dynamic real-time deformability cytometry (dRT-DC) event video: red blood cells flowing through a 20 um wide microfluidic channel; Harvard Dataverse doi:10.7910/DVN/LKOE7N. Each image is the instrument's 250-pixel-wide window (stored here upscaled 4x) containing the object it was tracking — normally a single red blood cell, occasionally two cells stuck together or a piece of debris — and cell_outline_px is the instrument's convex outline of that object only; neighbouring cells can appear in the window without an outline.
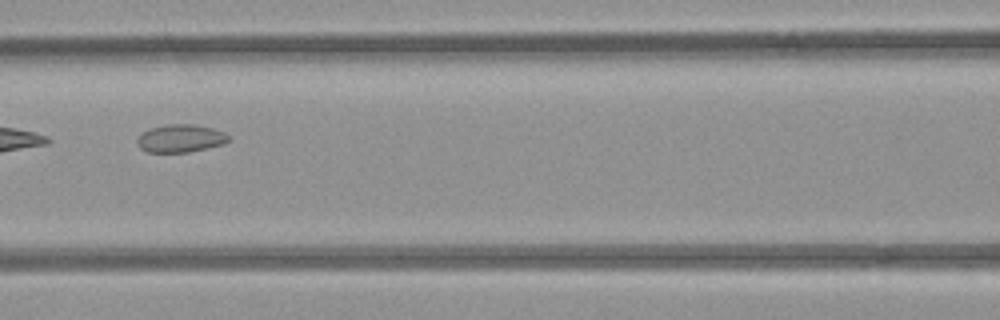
{"species": "common noctule bat (a hibernating species)", "species_latin": "Nyctalus noctula", "temperature_condition": "room temperature", "stored_images_in_passage": 9, "camera_frame_rate_fps": 3000, "um_per_image_px": 0.085, "animal": {"sex": "female", "body_mass_g": 21.9}, "frame": {"image": 1, "passage_image": 6, "time_ms": 6.667, "image_size_px": [1000, 320], "cell_outline_px": [[228, 140], [224, 144], [188, 152], [148, 152], [140, 148], [136, 140], [144, 132], [152, 128], [168, 124], [196, 124], [212, 128], [224, 132], [228, 136]], "centroid_in_image_um": [15.36, 11.76], "position_along_channel_um": 151.2, "area_um2": 14.62}}
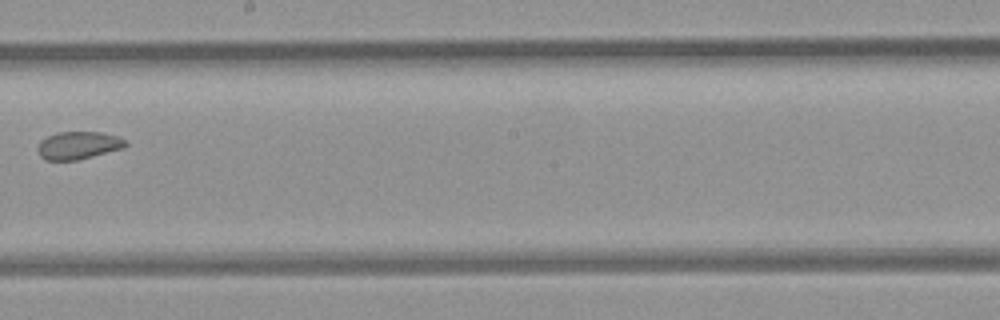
{"frame": {"image": 2, "passage_image": 8, "time_ms": 9.0, "image_size_px": [1000, 320], "cell_outline_px": [[128, 144], [124, 148], [76, 160], [44, 160], [40, 156], [36, 148], [40, 140], [48, 136], [60, 132], [100, 132], [116, 136], [128, 140]], "centroid_in_image_um": [6.65, 12.35], "position_along_channel_um": 241.5, "area_um2": 14.22}}
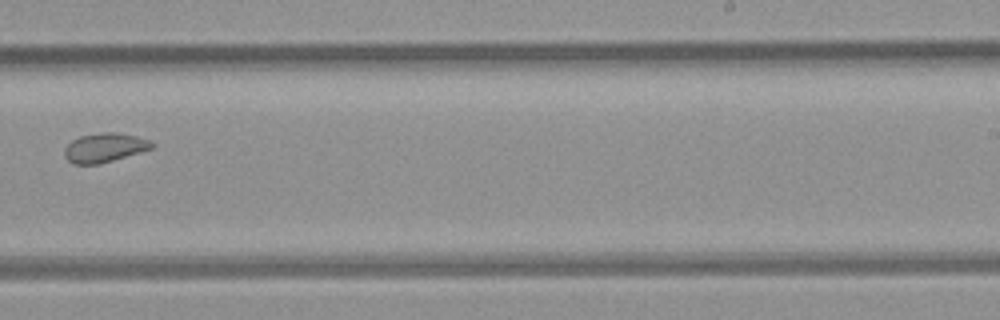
{"frame": {"image": 3, "passage_image": 9, "time_ms": 10.0, "image_size_px": [1000, 320], "cell_outline_px": [[156, 144], [152, 148], [100, 164], [72, 164], [64, 156], [64, 148], [72, 140], [80, 136], [100, 132], [116, 132], [136, 136], [148, 140]], "centroid_in_image_um": [8.86, 12.55], "position_along_channel_um": 280.1, "area_um2": 14.8}}